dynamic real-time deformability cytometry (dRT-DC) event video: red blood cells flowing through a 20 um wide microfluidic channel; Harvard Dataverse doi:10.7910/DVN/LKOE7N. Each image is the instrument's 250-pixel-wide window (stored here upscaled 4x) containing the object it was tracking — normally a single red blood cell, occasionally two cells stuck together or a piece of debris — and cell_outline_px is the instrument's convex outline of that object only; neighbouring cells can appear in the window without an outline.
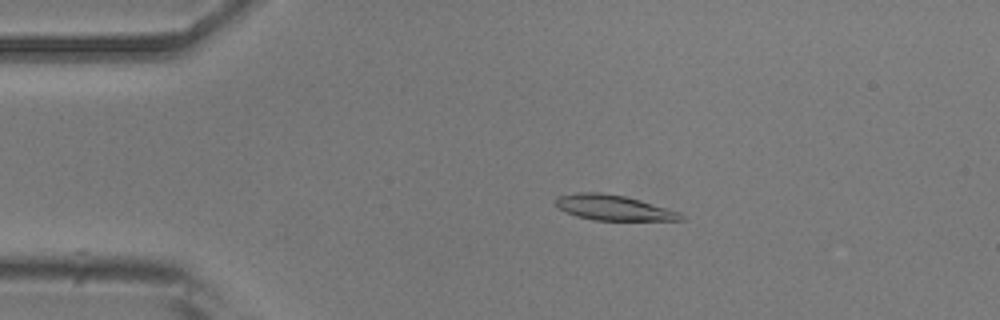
{"species": "common noctule bat (a hibernating species)", "species_latin": "Nyctalus noctula", "temperature_condition": "room temperature", "stored_images_in_passage": 8, "camera_frame_rate_fps": 3000, "um_per_image_px": 0.085, "animal": {"sex": "male", "body_mass_g": 20.5, "forearm_length_mm": 52.5}, "frame": {"image": 1, "passage_image": 2, "time_ms": 0.333, "image_size_px": [1000, 320], "cell_outline_px": [[684, 220], [596, 220], [576, 216], [560, 208], [556, 204], [556, 196], [576, 192], [600, 192], [624, 196], [640, 200], [680, 212], [684, 216]], "centroid_in_image_um": [52.15, 17.64], "position_along_channel_um": 32.9, "area_um2": 18.26}}